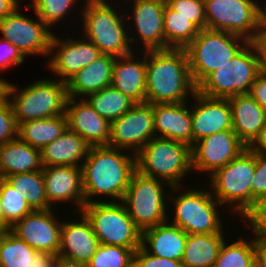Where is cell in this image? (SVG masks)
Returning <instances> with one entry per match:
<instances>
[{
	"label": "cell",
	"mask_w": 266,
	"mask_h": 267,
	"mask_svg": "<svg viewBox=\"0 0 266 267\" xmlns=\"http://www.w3.org/2000/svg\"><path fill=\"white\" fill-rule=\"evenodd\" d=\"M27 60L10 41L0 37V72L24 64Z\"/></svg>",
	"instance_id": "7bdbcfd3"
},
{
	"label": "cell",
	"mask_w": 266,
	"mask_h": 267,
	"mask_svg": "<svg viewBox=\"0 0 266 267\" xmlns=\"http://www.w3.org/2000/svg\"><path fill=\"white\" fill-rule=\"evenodd\" d=\"M24 0H0V20L10 15Z\"/></svg>",
	"instance_id": "816d5d0a"
},
{
	"label": "cell",
	"mask_w": 266,
	"mask_h": 267,
	"mask_svg": "<svg viewBox=\"0 0 266 267\" xmlns=\"http://www.w3.org/2000/svg\"><path fill=\"white\" fill-rule=\"evenodd\" d=\"M245 235H247L246 231L238 238L233 237L237 240L233 238L224 240L214 267H255V237Z\"/></svg>",
	"instance_id": "1f68e13d"
},
{
	"label": "cell",
	"mask_w": 266,
	"mask_h": 267,
	"mask_svg": "<svg viewBox=\"0 0 266 267\" xmlns=\"http://www.w3.org/2000/svg\"><path fill=\"white\" fill-rule=\"evenodd\" d=\"M90 146L76 132L66 129L60 137L41 150V162L45 166L81 167Z\"/></svg>",
	"instance_id": "83f0119b"
},
{
	"label": "cell",
	"mask_w": 266,
	"mask_h": 267,
	"mask_svg": "<svg viewBox=\"0 0 266 267\" xmlns=\"http://www.w3.org/2000/svg\"><path fill=\"white\" fill-rule=\"evenodd\" d=\"M137 249L99 244L85 267H133Z\"/></svg>",
	"instance_id": "f35d334b"
},
{
	"label": "cell",
	"mask_w": 266,
	"mask_h": 267,
	"mask_svg": "<svg viewBox=\"0 0 266 267\" xmlns=\"http://www.w3.org/2000/svg\"><path fill=\"white\" fill-rule=\"evenodd\" d=\"M253 42L259 56V73L266 77V31H262L259 37Z\"/></svg>",
	"instance_id": "c3c4849f"
},
{
	"label": "cell",
	"mask_w": 266,
	"mask_h": 267,
	"mask_svg": "<svg viewBox=\"0 0 266 267\" xmlns=\"http://www.w3.org/2000/svg\"><path fill=\"white\" fill-rule=\"evenodd\" d=\"M116 56L101 54L96 60L66 81L68 97L85 98L111 86Z\"/></svg>",
	"instance_id": "484cf974"
},
{
	"label": "cell",
	"mask_w": 266,
	"mask_h": 267,
	"mask_svg": "<svg viewBox=\"0 0 266 267\" xmlns=\"http://www.w3.org/2000/svg\"><path fill=\"white\" fill-rule=\"evenodd\" d=\"M247 148L255 154L266 156V125L260 130L258 136Z\"/></svg>",
	"instance_id": "681fc988"
},
{
	"label": "cell",
	"mask_w": 266,
	"mask_h": 267,
	"mask_svg": "<svg viewBox=\"0 0 266 267\" xmlns=\"http://www.w3.org/2000/svg\"><path fill=\"white\" fill-rule=\"evenodd\" d=\"M68 212L70 216L66 214L68 217L62 220L59 261L67 265L85 266L95 254L99 242L90 221L82 212L72 213L71 209Z\"/></svg>",
	"instance_id": "ac0fdd59"
},
{
	"label": "cell",
	"mask_w": 266,
	"mask_h": 267,
	"mask_svg": "<svg viewBox=\"0 0 266 267\" xmlns=\"http://www.w3.org/2000/svg\"><path fill=\"white\" fill-rule=\"evenodd\" d=\"M54 31L46 65L49 72L54 73L60 81L66 82L74 74L96 60L102 53L99 48L82 34L62 36ZM74 37V38H73ZM48 63V64H47Z\"/></svg>",
	"instance_id": "9a60e30c"
},
{
	"label": "cell",
	"mask_w": 266,
	"mask_h": 267,
	"mask_svg": "<svg viewBox=\"0 0 266 267\" xmlns=\"http://www.w3.org/2000/svg\"><path fill=\"white\" fill-rule=\"evenodd\" d=\"M171 188L166 182L137 171L132 175L122 202L141 231L168 221Z\"/></svg>",
	"instance_id": "30bf717a"
},
{
	"label": "cell",
	"mask_w": 266,
	"mask_h": 267,
	"mask_svg": "<svg viewBox=\"0 0 266 267\" xmlns=\"http://www.w3.org/2000/svg\"><path fill=\"white\" fill-rule=\"evenodd\" d=\"M81 212L90 221L99 244L141 247L142 231L135 225L122 201L85 204Z\"/></svg>",
	"instance_id": "8fae6325"
},
{
	"label": "cell",
	"mask_w": 266,
	"mask_h": 267,
	"mask_svg": "<svg viewBox=\"0 0 266 267\" xmlns=\"http://www.w3.org/2000/svg\"><path fill=\"white\" fill-rule=\"evenodd\" d=\"M154 137L153 104L135 103L129 111L110 123L108 146L136 154Z\"/></svg>",
	"instance_id": "2e32d148"
},
{
	"label": "cell",
	"mask_w": 266,
	"mask_h": 267,
	"mask_svg": "<svg viewBox=\"0 0 266 267\" xmlns=\"http://www.w3.org/2000/svg\"><path fill=\"white\" fill-rule=\"evenodd\" d=\"M201 182L204 185L203 187ZM201 182L200 186L199 183L195 185L187 184L189 187L184 185L183 189L184 187L186 189L183 191L181 186L171 188L169 194L170 207H168V210H170L168 216L171 219L168 217V221L180 227L187 234L220 233L223 229H228L229 226V222L225 224V219L221 217L227 213V209H222L224 207L213 197L208 186L206 189L207 181Z\"/></svg>",
	"instance_id": "3957f363"
},
{
	"label": "cell",
	"mask_w": 266,
	"mask_h": 267,
	"mask_svg": "<svg viewBox=\"0 0 266 267\" xmlns=\"http://www.w3.org/2000/svg\"><path fill=\"white\" fill-rule=\"evenodd\" d=\"M65 115L67 128L80 135L91 146H108L110 122L100 116L85 98L69 97Z\"/></svg>",
	"instance_id": "7402d4cb"
},
{
	"label": "cell",
	"mask_w": 266,
	"mask_h": 267,
	"mask_svg": "<svg viewBox=\"0 0 266 267\" xmlns=\"http://www.w3.org/2000/svg\"><path fill=\"white\" fill-rule=\"evenodd\" d=\"M252 204L263 195H266V156L256 154L255 174L251 185Z\"/></svg>",
	"instance_id": "f6af8a7d"
},
{
	"label": "cell",
	"mask_w": 266,
	"mask_h": 267,
	"mask_svg": "<svg viewBox=\"0 0 266 267\" xmlns=\"http://www.w3.org/2000/svg\"><path fill=\"white\" fill-rule=\"evenodd\" d=\"M187 233L166 221L142 231L141 246L151 255L182 261Z\"/></svg>",
	"instance_id": "d4e9b609"
},
{
	"label": "cell",
	"mask_w": 266,
	"mask_h": 267,
	"mask_svg": "<svg viewBox=\"0 0 266 267\" xmlns=\"http://www.w3.org/2000/svg\"><path fill=\"white\" fill-rule=\"evenodd\" d=\"M231 106L233 131L248 147L266 125V111L249 95L228 98Z\"/></svg>",
	"instance_id": "4316f807"
},
{
	"label": "cell",
	"mask_w": 266,
	"mask_h": 267,
	"mask_svg": "<svg viewBox=\"0 0 266 267\" xmlns=\"http://www.w3.org/2000/svg\"><path fill=\"white\" fill-rule=\"evenodd\" d=\"M226 234V235H225ZM228 236L226 230L213 234H187L183 267H214L219 249Z\"/></svg>",
	"instance_id": "f546056e"
},
{
	"label": "cell",
	"mask_w": 266,
	"mask_h": 267,
	"mask_svg": "<svg viewBox=\"0 0 266 267\" xmlns=\"http://www.w3.org/2000/svg\"><path fill=\"white\" fill-rule=\"evenodd\" d=\"M10 83L8 101L11 104L17 125L28 121L51 118L65 114L68 100L66 82L51 76L40 78L18 87Z\"/></svg>",
	"instance_id": "52a82bcc"
},
{
	"label": "cell",
	"mask_w": 266,
	"mask_h": 267,
	"mask_svg": "<svg viewBox=\"0 0 266 267\" xmlns=\"http://www.w3.org/2000/svg\"><path fill=\"white\" fill-rule=\"evenodd\" d=\"M248 41L239 35L204 28L185 48L193 82L198 86L210 73L230 61Z\"/></svg>",
	"instance_id": "ba28073f"
},
{
	"label": "cell",
	"mask_w": 266,
	"mask_h": 267,
	"mask_svg": "<svg viewBox=\"0 0 266 267\" xmlns=\"http://www.w3.org/2000/svg\"><path fill=\"white\" fill-rule=\"evenodd\" d=\"M165 49H185L198 35L200 29L188 18L165 4L163 10Z\"/></svg>",
	"instance_id": "836d02e7"
},
{
	"label": "cell",
	"mask_w": 266,
	"mask_h": 267,
	"mask_svg": "<svg viewBox=\"0 0 266 267\" xmlns=\"http://www.w3.org/2000/svg\"><path fill=\"white\" fill-rule=\"evenodd\" d=\"M0 197L5 216V231L24 216L34 210L29 206L23 193L14 188L5 180L0 178Z\"/></svg>",
	"instance_id": "74e56055"
},
{
	"label": "cell",
	"mask_w": 266,
	"mask_h": 267,
	"mask_svg": "<svg viewBox=\"0 0 266 267\" xmlns=\"http://www.w3.org/2000/svg\"><path fill=\"white\" fill-rule=\"evenodd\" d=\"M36 252L10 230L0 232V267H30Z\"/></svg>",
	"instance_id": "8d00e7d4"
},
{
	"label": "cell",
	"mask_w": 266,
	"mask_h": 267,
	"mask_svg": "<svg viewBox=\"0 0 266 267\" xmlns=\"http://www.w3.org/2000/svg\"><path fill=\"white\" fill-rule=\"evenodd\" d=\"M5 231V216L0 197V232Z\"/></svg>",
	"instance_id": "11a10c76"
},
{
	"label": "cell",
	"mask_w": 266,
	"mask_h": 267,
	"mask_svg": "<svg viewBox=\"0 0 266 267\" xmlns=\"http://www.w3.org/2000/svg\"><path fill=\"white\" fill-rule=\"evenodd\" d=\"M259 74V56L254 42H248L233 58L210 73L197 91L213 98L248 94Z\"/></svg>",
	"instance_id": "9c48e42d"
},
{
	"label": "cell",
	"mask_w": 266,
	"mask_h": 267,
	"mask_svg": "<svg viewBox=\"0 0 266 267\" xmlns=\"http://www.w3.org/2000/svg\"><path fill=\"white\" fill-rule=\"evenodd\" d=\"M255 267H266V238H255Z\"/></svg>",
	"instance_id": "f907efd6"
},
{
	"label": "cell",
	"mask_w": 266,
	"mask_h": 267,
	"mask_svg": "<svg viewBox=\"0 0 266 267\" xmlns=\"http://www.w3.org/2000/svg\"><path fill=\"white\" fill-rule=\"evenodd\" d=\"M237 220L246 227L242 230H248V234L251 233L255 238H266V195L258 198Z\"/></svg>",
	"instance_id": "ab89813d"
},
{
	"label": "cell",
	"mask_w": 266,
	"mask_h": 267,
	"mask_svg": "<svg viewBox=\"0 0 266 267\" xmlns=\"http://www.w3.org/2000/svg\"><path fill=\"white\" fill-rule=\"evenodd\" d=\"M206 28L233 33L248 42L262 33L260 0H204Z\"/></svg>",
	"instance_id": "7c38bea8"
},
{
	"label": "cell",
	"mask_w": 266,
	"mask_h": 267,
	"mask_svg": "<svg viewBox=\"0 0 266 267\" xmlns=\"http://www.w3.org/2000/svg\"><path fill=\"white\" fill-rule=\"evenodd\" d=\"M57 213L56 208L33 211L17 221L10 231L36 251L58 255L64 214Z\"/></svg>",
	"instance_id": "d6986e66"
},
{
	"label": "cell",
	"mask_w": 266,
	"mask_h": 267,
	"mask_svg": "<svg viewBox=\"0 0 266 267\" xmlns=\"http://www.w3.org/2000/svg\"><path fill=\"white\" fill-rule=\"evenodd\" d=\"M135 156L138 173L171 187H182L185 178L193 173L191 147L178 140L154 137Z\"/></svg>",
	"instance_id": "5b68a950"
},
{
	"label": "cell",
	"mask_w": 266,
	"mask_h": 267,
	"mask_svg": "<svg viewBox=\"0 0 266 267\" xmlns=\"http://www.w3.org/2000/svg\"><path fill=\"white\" fill-rule=\"evenodd\" d=\"M191 101L193 144L209 135L233 130L228 98L208 97L196 91Z\"/></svg>",
	"instance_id": "44dd1931"
},
{
	"label": "cell",
	"mask_w": 266,
	"mask_h": 267,
	"mask_svg": "<svg viewBox=\"0 0 266 267\" xmlns=\"http://www.w3.org/2000/svg\"><path fill=\"white\" fill-rule=\"evenodd\" d=\"M248 94L266 111V77L259 73Z\"/></svg>",
	"instance_id": "bcb514c9"
},
{
	"label": "cell",
	"mask_w": 266,
	"mask_h": 267,
	"mask_svg": "<svg viewBox=\"0 0 266 267\" xmlns=\"http://www.w3.org/2000/svg\"><path fill=\"white\" fill-rule=\"evenodd\" d=\"M4 76L0 77V105L8 101V93L10 87V81L3 79Z\"/></svg>",
	"instance_id": "f5cc1de1"
},
{
	"label": "cell",
	"mask_w": 266,
	"mask_h": 267,
	"mask_svg": "<svg viewBox=\"0 0 266 267\" xmlns=\"http://www.w3.org/2000/svg\"><path fill=\"white\" fill-rule=\"evenodd\" d=\"M57 267H85V266L67 265V264L59 263Z\"/></svg>",
	"instance_id": "9f6ffc18"
},
{
	"label": "cell",
	"mask_w": 266,
	"mask_h": 267,
	"mask_svg": "<svg viewBox=\"0 0 266 267\" xmlns=\"http://www.w3.org/2000/svg\"><path fill=\"white\" fill-rule=\"evenodd\" d=\"M59 263V256L57 254H52L47 251H37L30 267H57Z\"/></svg>",
	"instance_id": "7dc6e473"
},
{
	"label": "cell",
	"mask_w": 266,
	"mask_h": 267,
	"mask_svg": "<svg viewBox=\"0 0 266 267\" xmlns=\"http://www.w3.org/2000/svg\"><path fill=\"white\" fill-rule=\"evenodd\" d=\"M255 166L256 154L246 148L227 165L206 178V186L213 197L229 211L226 221L230 214L231 217L234 215L240 218L252 205L251 185Z\"/></svg>",
	"instance_id": "8992f818"
},
{
	"label": "cell",
	"mask_w": 266,
	"mask_h": 267,
	"mask_svg": "<svg viewBox=\"0 0 266 267\" xmlns=\"http://www.w3.org/2000/svg\"><path fill=\"white\" fill-rule=\"evenodd\" d=\"M121 3L118 0H85L83 3L82 20L75 32L81 30L79 34L94 43L102 54L119 57L134 51Z\"/></svg>",
	"instance_id": "277c9868"
},
{
	"label": "cell",
	"mask_w": 266,
	"mask_h": 267,
	"mask_svg": "<svg viewBox=\"0 0 266 267\" xmlns=\"http://www.w3.org/2000/svg\"><path fill=\"white\" fill-rule=\"evenodd\" d=\"M5 180L14 190H19L23 193L27 203L34 211L51 209L46 199L42 169L39 171L9 175Z\"/></svg>",
	"instance_id": "d590c367"
},
{
	"label": "cell",
	"mask_w": 266,
	"mask_h": 267,
	"mask_svg": "<svg viewBox=\"0 0 266 267\" xmlns=\"http://www.w3.org/2000/svg\"><path fill=\"white\" fill-rule=\"evenodd\" d=\"M67 129L66 115L28 120L18 125V137L40 151Z\"/></svg>",
	"instance_id": "4dcf8cb0"
},
{
	"label": "cell",
	"mask_w": 266,
	"mask_h": 267,
	"mask_svg": "<svg viewBox=\"0 0 266 267\" xmlns=\"http://www.w3.org/2000/svg\"><path fill=\"white\" fill-rule=\"evenodd\" d=\"M246 148L233 130H224L198 140L191 146L193 175L200 173L203 176L204 173L208 178Z\"/></svg>",
	"instance_id": "e0dca14e"
},
{
	"label": "cell",
	"mask_w": 266,
	"mask_h": 267,
	"mask_svg": "<svg viewBox=\"0 0 266 267\" xmlns=\"http://www.w3.org/2000/svg\"><path fill=\"white\" fill-rule=\"evenodd\" d=\"M190 101L153 104L155 137L173 139L193 145Z\"/></svg>",
	"instance_id": "cb8c5ba5"
},
{
	"label": "cell",
	"mask_w": 266,
	"mask_h": 267,
	"mask_svg": "<svg viewBox=\"0 0 266 267\" xmlns=\"http://www.w3.org/2000/svg\"><path fill=\"white\" fill-rule=\"evenodd\" d=\"M18 137V125L9 101L0 105V145Z\"/></svg>",
	"instance_id": "b9f144b4"
},
{
	"label": "cell",
	"mask_w": 266,
	"mask_h": 267,
	"mask_svg": "<svg viewBox=\"0 0 266 267\" xmlns=\"http://www.w3.org/2000/svg\"><path fill=\"white\" fill-rule=\"evenodd\" d=\"M41 169V151L19 137L0 145V178Z\"/></svg>",
	"instance_id": "f1b7e54d"
},
{
	"label": "cell",
	"mask_w": 266,
	"mask_h": 267,
	"mask_svg": "<svg viewBox=\"0 0 266 267\" xmlns=\"http://www.w3.org/2000/svg\"><path fill=\"white\" fill-rule=\"evenodd\" d=\"M21 4L8 16L0 20L1 38L10 41L22 55L42 56L48 59L54 32L35 14L22 13Z\"/></svg>",
	"instance_id": "5bb4252c"
},
{
	"label": "cell",
	"mask_w": 266,
	"mask_h": 267,
	"mask_svg": "<svg viewBox=\"0 0 266 267\" xmlns=\"http://www.w3.org/2000/svg\"><path fill=\"white\" fill-rule=\"evenodd\" d=\"M133 267H183L181 261L149 254L142 246L134 254Z\"/></svg>",
	"instance_id": "ee69618b"
},
{
	"label": "cell",
	"mask_w": 266,
	"mask_h": 267,
	"mask_svg": "<svg viewBox=\"0 0 266 267\" xmlns=\"http://www.w3.org/2000/svg\"><path fill=\"white\" fill-rule=\"evenodd\" d=\"M111 86L122 92L134 103L145 102L146 51H133L116 57Z\"/></svg>",
	"instance_id": "603a6c76"
},
{
	"label": "cell",
	"mask_w": 266,
	"mask_h": 267,
	"mask_svg": "<svg viewBox=\"0 0 266 267\" xmlns=\"http://www.w3.org/2000/svg\"><path fill=\"white\" fill-rule=\"evenodd\" d=\"M81 168L85 204L119 202L136 172V156L110 146H91Z\"/></svg>",
	"instance_id": "6da1fadb"
},
{
	"label": "cell",
	"mask_w": 266,
	"mask_h": 267,
	"mask_svg": "<svg viewBox=\"0 0 266 267\" xmlns=\"http://www.w3.org/2000/svg\"><path fill=\"white\" fill-rule=\"evenodd\" d=\"M122 2H124L129 39L133 50L143 52L164 50L163 10L166 1L124 0ZM125 3L127 4L125 5Z\"/></svg>",
	"instance_id": "4fadbf2b"
},
{
	"label": "cell",
	"mask_w": 266,
	"mask_h": 267,
	"mask_svg": "<svg viewBox=\"0 0 266 267\" xmlns=\"http://www.w3.org/2000/svg\"><path fill=\"white\" fill-rule=\"evenodd\" d=\"M26 1V0H25ZM31 3L22 6L23 9L33 10L34 14H36L51 30H54V27L58 28V24L63 25L64 22L69 21V17L72 19L73 14L79 15L77 19L79 20L81 17L82 5L85 2L84 0H28ZM79 3H82L80 7H78ZM76 9H75V8ZM79 8V9H78ZM81 8V9H80ZM78 9V11H77ZM76 12H75V11ZM73 11V12H72ZM78 12V14H77ZM73 13V14H72ZM70 14V15H69ZM69 15V17H68ZM68 19V21H65ZM64 20V21H63Z\"/></svg>",
	"instance_id": "d6a6232c"
},
{
	"label": "cell",
	"mask_w": 266,
	"mask_h": 267,
	"mask_svg": "<svg viewBox=\"0 0 266 267\" xmlns=\"http://www.w3.org/2000/svg\"><path fill=\"white\" fill-rule=\"evenodd\" d=\"M42 171L46 199L50 207L59 209L63 206L61 208L63 210L65 204L68 203L67 205L72 208V213L81 212L85 205L82 168L76 166H45Z\"/></svg>",
	"instance_id": "ffe728a7"
},
{
	"label": "cell",
	"mask_w": 266,
	"mask_h": 267,
	"mask_svg": "<svg viewBox=\"0 0 266 267\" xmlns=\"http://www.w3.org/2000/svg\"><path fill=\"white\" fill-rule=\"evenodd\" d=\"M197 91L185 49L168 48L146 51L145 102L182 103Z\"/></svg>",
	"instance_id": "7a4b0ae2"
},
{
	"label": "cell",
	"mask_w": 266,
	"mask_h": 267,
	"mask_svg": "<svg viewBox=\"0 0 266 267\" xmlns=\"http://www.w3.org/2000/svg\"><path fill=\"white\" fill-rule=\"evenodd\" d=\"M85 99L100 116L110 123L129 111L135 104L112 86L88 94Z\"/></svg>",
	"instance_id": "e575fe53"
},
{
	"label": "cell",
	"mask_w": 266,
	"mask_h": 267,
	"mask_svg": "<svg viewBox=\"0 0 266 267\" xmlns=\"http://www.w3.org/2000/svg\"><path fill=\"white\" fill-rule=\"evenodd\" d=\"M261 28L266 31V0H260Z\"/></svg>",
	"instance_id": "db71d44e"
},
{
	"label": "cell",
	"mask_w": 266,
	"mask_h": 267,
	"mask_svg": "<svg viewBox=\"0 0 266 267\" xmlns=\"http://www.w3.org/2000/svg\"><path fill=\"white\" fill-rule=\"evenodd\" d=\"M174 11L192 21L200 30L206 28L204 0H165Z\"/></svg>",
	"instance_id": "60d3db41"
}]
</instances>
